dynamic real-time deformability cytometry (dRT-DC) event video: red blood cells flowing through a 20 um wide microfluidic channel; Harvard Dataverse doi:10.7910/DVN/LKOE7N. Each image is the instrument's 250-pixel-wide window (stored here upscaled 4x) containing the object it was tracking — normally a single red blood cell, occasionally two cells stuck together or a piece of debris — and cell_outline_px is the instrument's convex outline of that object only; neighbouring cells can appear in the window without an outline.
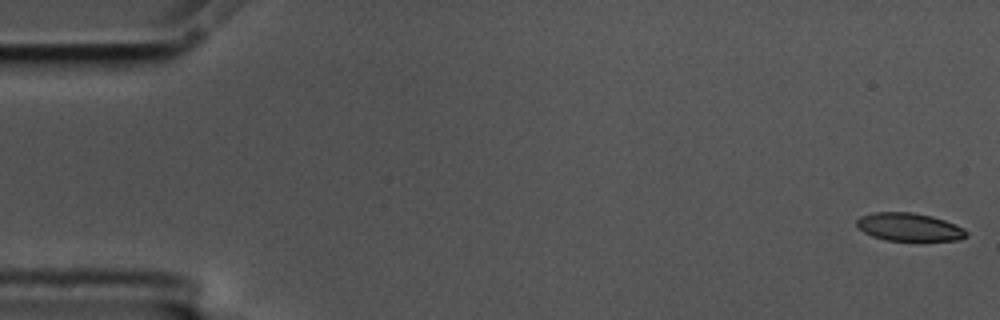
{"species": "common noctule bat (a hibernating species)", "species_latin": "Nyctalus noctula", "temperature_condition": "cold", "stored_images_in_passage": 5, "camera_frame_rate_fps": 3000, "um_per_image_px": 0.085, "animal": {"sex": "male", "body_mass_g": 17.5, "forearm_length_mm": 52.3}, "frame": {"image": 1, "passage_image": 1, "time_ms": 0.0, "image_size_px": [1000, 320], "cell_outline_px": [[968, 236], [960, 240], [888, 240], [872, 236], [856, 228], [856, 220], [860, 216], [872, 212], [912, 212], [932, 216], [956, 224], [964, 228], [968, 232]], "centroid_in_image_um": [77.27, 19.29], "position_along_channel_um": 7.7, "area_um2": 18.03}}
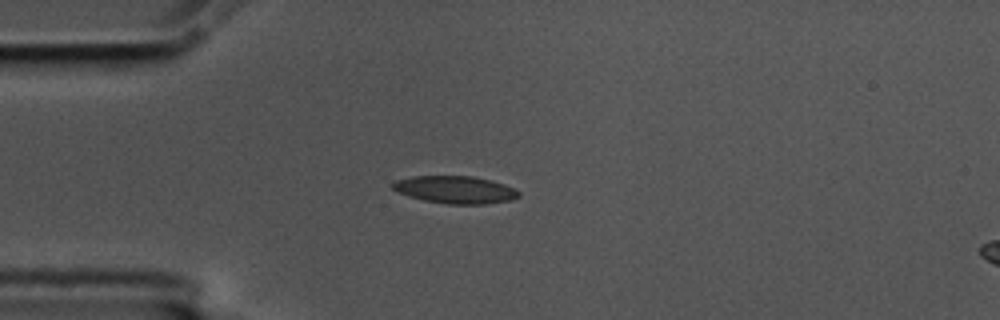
{"frame": {"image": 2, "passage_image": 5, "time_ms": 1.333, "image_size_px": [1000, 320], "cell_outline_px": [[520, 196], [512, 200], [484, 204], [448, 204], [424, 200], [408, 196], [396, 192], [392, 188], [392, 184], [396, 180], [412, 176], [472, 176], [492, 180], [516, 188], [520, 192]], "centroid_in_image_um": [38.72, 16.12], "position_along_channel_um": 46.3, "area_um2": 20.35}}